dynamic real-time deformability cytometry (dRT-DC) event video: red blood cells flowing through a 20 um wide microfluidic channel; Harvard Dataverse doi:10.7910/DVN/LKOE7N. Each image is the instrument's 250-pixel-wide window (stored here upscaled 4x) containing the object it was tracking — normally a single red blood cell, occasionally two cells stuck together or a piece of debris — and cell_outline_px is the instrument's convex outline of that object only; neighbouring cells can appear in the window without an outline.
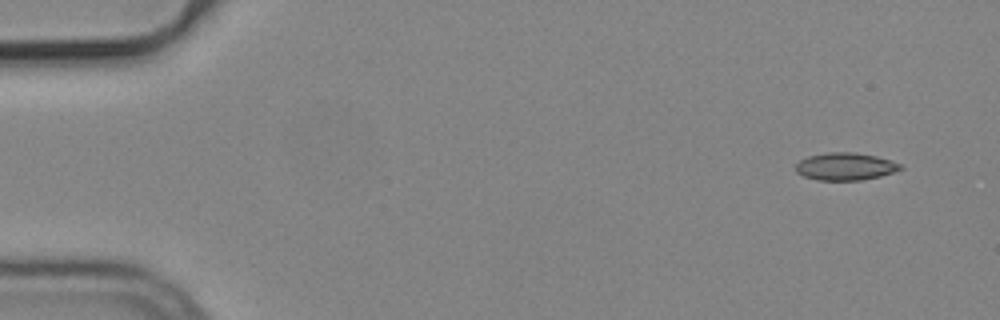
{"species": "common noctule bat (a hibernating species)", "species_latin": "Nyctalus noctula", "temperature_condition": "cold", "stored_images_in_passage": 6, "camera_frame_rate_fps": 3000, "um_per_image_px": 0.085, "animal": {"sex": "male", "body_mass_g": 19.2, "forearm_length_mm": 51.8}, "frame": {"image": 1, "passage_image": 1, "time_ms": 0.0, "image_size_px": [1000, 320], "cell_outline_px": [[904, 168], [880, 176], [860, 180], [816, 180], [804, 176], [796, 172], [796, 164], [800, 160], [808, 156], [828, 152], [852, 152], [876, 156], [892, 160], [904, 164]], "centroid_in_image_um": [71.88, 14.14], "position_along_channel_um": 13.1, "area_um2": 16.82}}
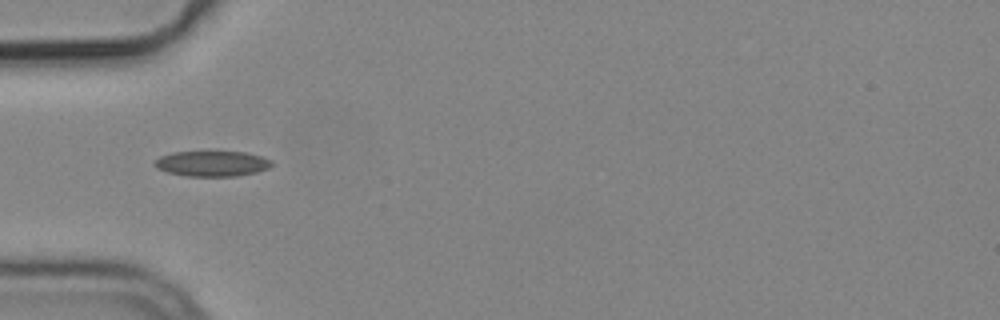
{"frame": {"image": 2, "passage_image": 5, "time_ms": 1.333, "image_size_px": [1000, 320], "cell_outline_px": [[272, 164], [268, 168], [256, 172], [236, 176], [188, 176], [168, 172], [156, 168], [152, 164], [160, 156], [172, 152], [208, 148], [248, 152], [264, 156], [272, 160]], "centroid_in_image_um": [18.03, 13.83], "position_along_channel_um": 67.0, "area_um2": 18.5}}
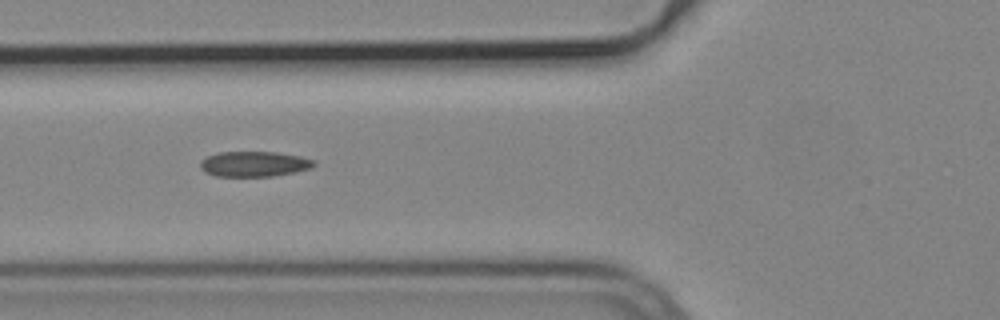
{"frame": {"image": 3, "passage_image": 6, "time_ms": 1.667, "image_size_px": [1000, 320], "cell_outline_px": [[316, 164], [312, 168], [296, 172], [272, 176], [216, 176], [204, 172], [200, 168], [200, 160], [208, 156], [220, 152], [276, 152], [300, 156], [316, 160]], "centroid_in_image_um": [21.62, 13.94], "position_along_channel_um": 104.2, "area_um2": 16.88}}